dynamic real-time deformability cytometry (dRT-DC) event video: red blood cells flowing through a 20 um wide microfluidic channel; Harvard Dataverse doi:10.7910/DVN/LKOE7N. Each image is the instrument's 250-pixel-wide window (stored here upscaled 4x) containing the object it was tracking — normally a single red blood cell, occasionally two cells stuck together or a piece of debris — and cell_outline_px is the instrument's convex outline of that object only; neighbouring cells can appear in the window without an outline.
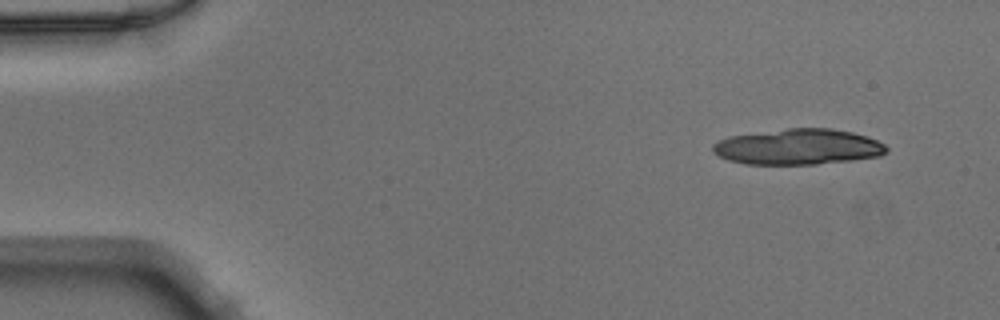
{"species": "Egyptian fruit bat (a non-hibernating species)", "species_latin": "Rousettus aegyptiacus", "temperature_condition": "warm", "stored_images_in_passage": 15, "camera_frame_rate_fps": 3000, "um_per_image_px": 0.085, "animal": {"sex": "male"}, "frame": {"image": 1, "passage_image": 1, "time_ms": 0.0, "image_size_px": [1000, 320], "cell_outline_px": [[888, 152], [880, 156], [816, 164], [744, 164], [728, 160], [712, 152], [712, 144], [728, 136], [788, 128], [832, 128], [852, 132], [868, 136], [884, 144], [888, 148]], "centroid_in_image_um": [67.83, 12.47], "position_along_channel_um": 17.2, "area_um2": 36.18}}